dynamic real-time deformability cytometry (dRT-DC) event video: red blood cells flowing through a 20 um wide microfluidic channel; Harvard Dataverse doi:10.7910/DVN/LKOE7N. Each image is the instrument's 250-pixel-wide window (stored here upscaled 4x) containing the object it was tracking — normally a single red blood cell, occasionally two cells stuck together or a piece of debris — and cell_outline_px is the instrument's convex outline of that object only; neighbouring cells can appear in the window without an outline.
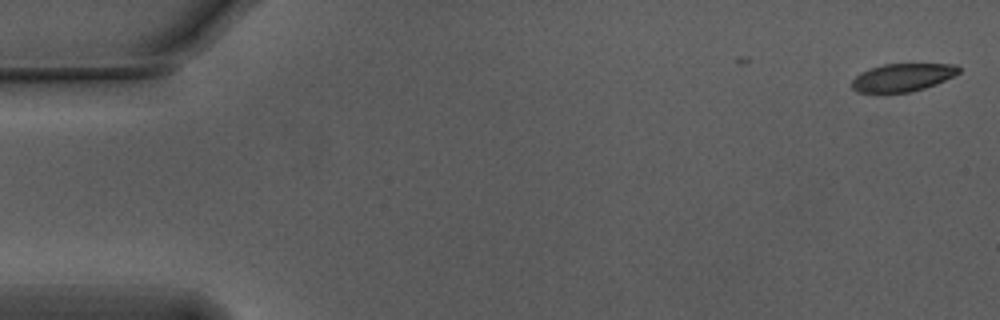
{"species": "Egyptian fruit bat (a non-hibernating species)", "species_latin": "Rousettus aegyptiacus", "temperature_condition": "warm", "stored_images_in_passage": 5, "camera_frame_rate_fps": 3000, "um_per_image_px": 0.085, "animal": {"sex": "male"}, "frame": {"image": 1, "passage_image": 1, "time_ms": 0.0, "image_size_px": [1000, 320], "cell_outline_px": [[960, 72], [936, 84], [924, 88], [908, 92], [856, 92], [852, 88], [852, 80], [860, 72], [868, 68], [884, 64], [956, 64], [960, 68]], "centroid_in_image_um": [76.69, 6.57], "position_along_channel_um": 8.3, "area_um2": 17.28}}